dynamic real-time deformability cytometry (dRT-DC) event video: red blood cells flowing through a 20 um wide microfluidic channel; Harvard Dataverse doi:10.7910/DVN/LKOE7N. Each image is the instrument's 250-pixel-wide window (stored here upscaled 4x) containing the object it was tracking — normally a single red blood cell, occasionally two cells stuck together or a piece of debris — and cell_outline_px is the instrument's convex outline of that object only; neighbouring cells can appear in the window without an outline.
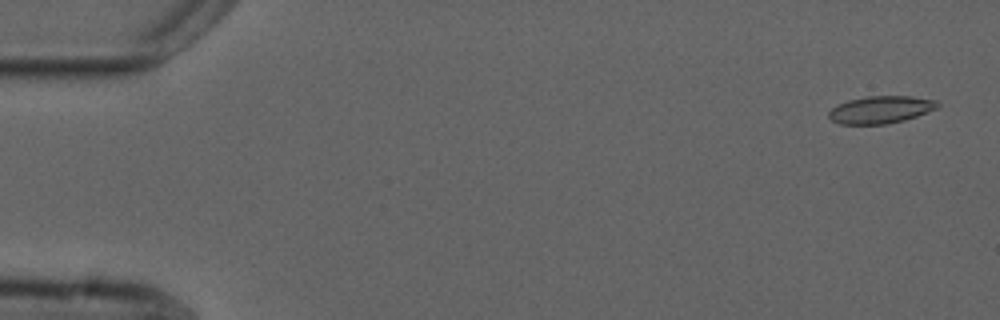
{"species": "common noctule bat (a hibernating species)", "species_latin": "Nyctalus noctula", "temperature_condition": "cold", "stored_images_in_passage": 4, "camera_frame_rate_fps": 3000, "um_per_image_px": 0.085, "animal": {"sex": "male", "forearm_length_mm": 52.5}, "frame": {"image": 1, "passage_image": 1, "time_ms": 0.0, "image_size_px": [1000, 320], "cell_outline_px": [[940, 104], [936, 108], [916, 116], [904, 120], [884, 124], [840, 124], [832, 120], [828, 116], [828, 112], [836, 104], [848, 100], [868, 96], [912, 96], [936, 100]], "centroid_in_image_um": [74.83, 9.31], "position_along_channel_um": 10.2, "area_um2": 17.28}}
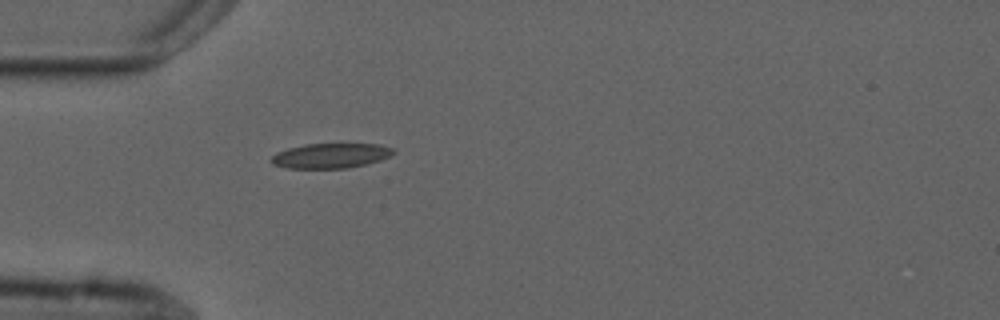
{"frame": {"image": 2, "passage_image": 4, "time_ms": 4.667, "image_size_px": [1000, 320], "cell_outline_px": [[396, 152], [380, 160], [348, 168], [288, 168], [272, 164], [268, 160], [276, 152], [288, 148], [304, 144], [380, 144], [392, 148]], "centroid_in_image_um": [28.06, 13.23], "position_along_channel_um": 56.9, "area_um2": 17.69}}